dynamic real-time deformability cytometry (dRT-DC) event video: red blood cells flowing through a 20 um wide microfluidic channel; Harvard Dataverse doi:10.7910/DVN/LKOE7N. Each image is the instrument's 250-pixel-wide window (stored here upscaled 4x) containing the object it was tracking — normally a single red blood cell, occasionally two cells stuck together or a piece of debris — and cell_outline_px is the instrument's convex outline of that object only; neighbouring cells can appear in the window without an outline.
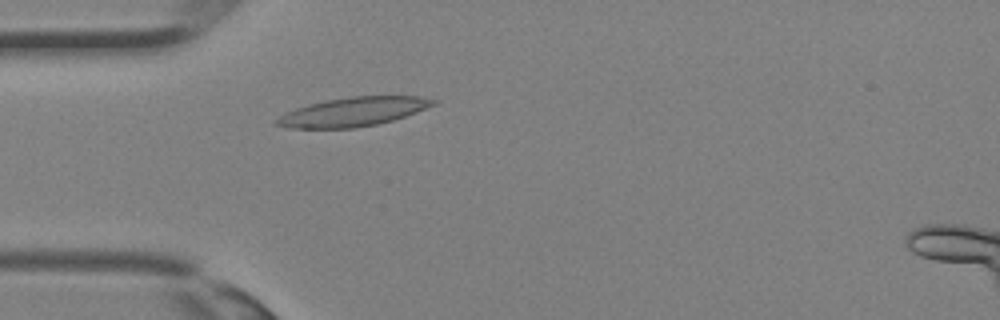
{"species": "Egyptian fruit bat (a non-hibernating species)", "species_latin": "Rousettus aegyptiacus", "temperature_condition": "room temperature", "stored_images_in_passage": 33, "camera_frame_rate_fps": 3000, "um_per_image_px": 0.085, "animal": {"sex": "female"}, "frame": {"image": 1, "passage_image": 8, "time_ms": 2.333, "image_size_px": [1000, 320], "cell_outline_px": [[440, 100], [436, 104], [416, 112], [392, 120], [376, 124], [356, 128], [288, 128], [272, 124], [280, 116], [296, 108], [308, 104], [324, 100], [352, 96], [420, 96]], "centroid_in_image_um": [30.02, 9.5], "position_along_channel_um": 55.0, "area_um2": 26.41}}
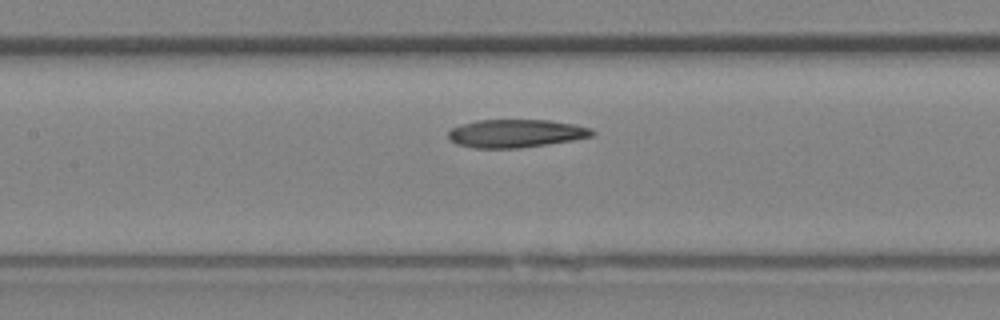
{"frame": {"image": 2, "passage_image": 14, "time_ms": 4.333, "image_size_px": [1000, 320], "cell_outline_px": [[596, 132], [592, 136], [572, 140], [548, 144], [520, 148], [472, 148], [456, 144], [448, 136], [448, 132], [452, 128], [460, 124], [476, 120], [548, 120], [572, 124], [592, 128]], "centroid_in_image_um": [43.83, 11.34], "position_along_channel_um": 163.6, "area_um2": 23.58}}
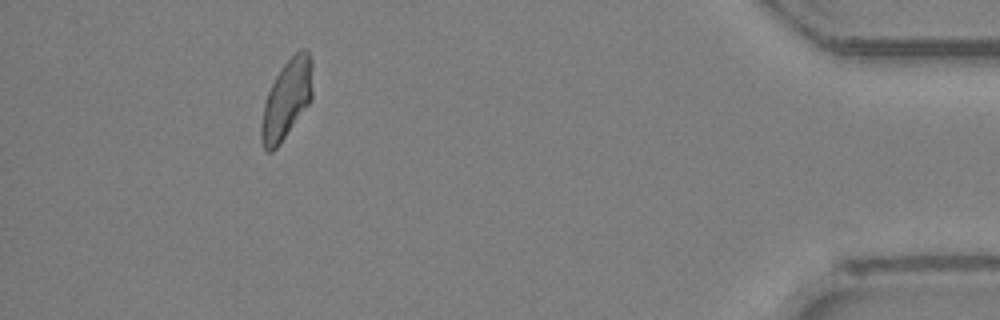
{"frame": {"image": 3, "passage_image": 30, "time_ms": 9.667, "image_size_px": [1000, 320], "cell_outline_px": [[312, 100], [280, 144], [272, 152], [268, 152], [264, 148], [260, 140], [260, 124], [264, 104], [268, 92], [276, 76], [284, 64], [300, 48], [304, 48], [308, 52], [312, 60]], "centroid_in_image_um": [24.36, 8.47], "position_along_channel_um": 410.8, "area_um2": 23.7}}